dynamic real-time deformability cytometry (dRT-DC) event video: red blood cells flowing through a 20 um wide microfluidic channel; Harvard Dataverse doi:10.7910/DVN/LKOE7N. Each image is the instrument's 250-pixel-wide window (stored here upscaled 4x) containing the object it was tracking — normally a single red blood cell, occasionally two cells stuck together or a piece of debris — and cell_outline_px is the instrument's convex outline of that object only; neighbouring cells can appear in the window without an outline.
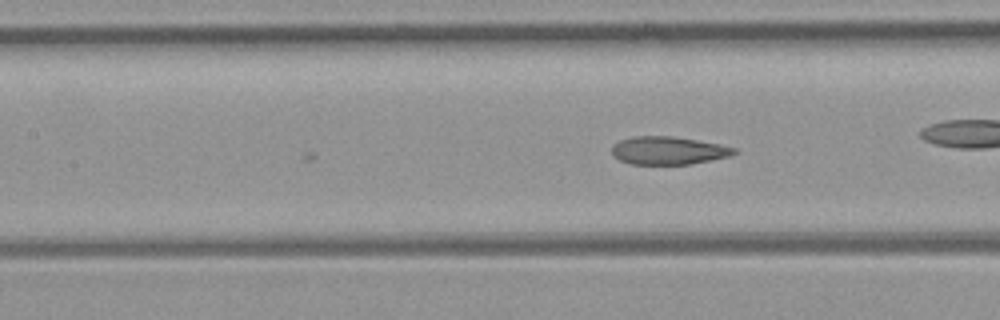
{"species": "common noctule bat (a hibernating species)", "species_latin": "Nyctalus noctula", "temperature_condition": "room temperature", "stored_images_in_passage": 5, "camera_frame_rate_fps": 3000, "um_per_image_px": 0.085, "animal": {"sex": "female", "body_mass_g": 21.9}, "frame": {"image": 1, "passage_image": 5, "time_ms": 1.333, "image_size_px": [1000, 320], "cell_outline_px": [[736, 152], [728, 156], [688, 164], [628, 164], [612, 156], [612, 144], [620, 140], [632, 136], [672, 136], [720, 144], [736, 148]], "centroid_in_image_um": [56.73, 12.79], "position_along_channel_um": 150.7, "area_um2": 19.83}}